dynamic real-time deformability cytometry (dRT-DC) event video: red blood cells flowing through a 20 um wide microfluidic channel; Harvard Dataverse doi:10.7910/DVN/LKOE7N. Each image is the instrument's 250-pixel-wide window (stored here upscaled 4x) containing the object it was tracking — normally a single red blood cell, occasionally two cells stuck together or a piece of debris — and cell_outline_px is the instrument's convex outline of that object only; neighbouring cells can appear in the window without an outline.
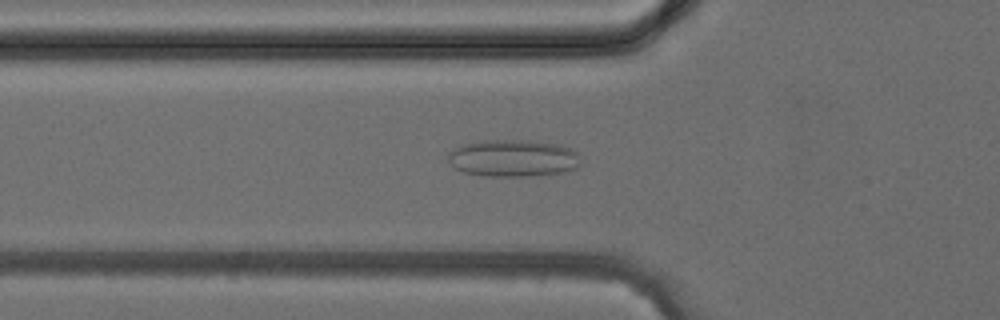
{"species": "common noctule bat (a hibernating species)", "species_latin": "Nyctalus noctula", "temperature_condition": "cold", "stored_images_in_passage": 41, "camera_frame_rate_fps": 3000, "um_per_image_px": 0.085, "animal": {"sex": "female", "body_mass_g": 24.6, "forearm_length_mm": 56.2}, "frame": {"image": 1, "passage_image": 14, "time_ms": 4.333, "image_size_px": [1000, 320], "cell_outline_px": [[580, 164], [576, 168], [560, 172], [524, 176], [484, 176], [464, 172], [448, 164], [448, 152], [464, 144], [484, 140], [528, 140], [560, 144], [572, 148], [576, 152]], "centroid_in_image_um": [43.59, 13.43], "position_along_channel_um": 82.2, "area_um2": 28.61}}
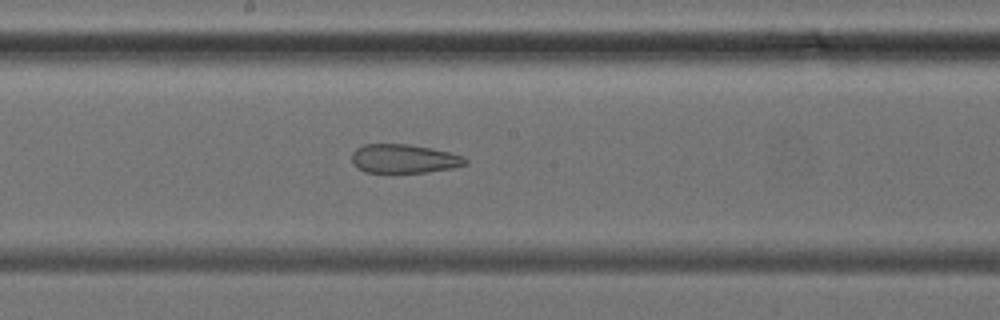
{"frame": {"image": 2, "passage_image": 22, "time_ms": 7.0, "image_size_px": [1000, 320], "cell_outline_px": [[468, 164], [452, 168], [428, 172], [364, 172], [356, 168], [352, 160], [352, 152], [356, 148], [364, 144], [408, 144], [432, 148], [464, 156], [468, 160]], "centroid_in_image_um": [34.34, 13.49], "position_along_channel_um": 213.9, "area_um2": 19.19}}
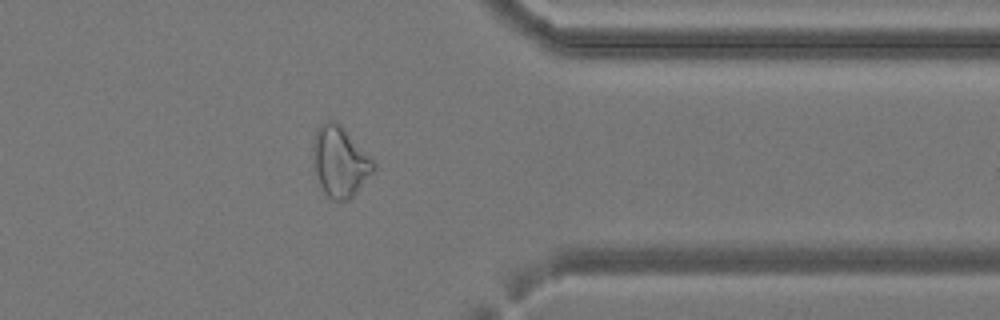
{"frame": {"image": 3, "passage_image": 33, "time_ms": 10.667, "image_size_px": [1000, 320], "cell_outline_px": [[376, 168], [352, 196], [348, 200], [332, 200], [324, 192], [320, 184], [312, 160], [312, 144], [316, 128], [320, 124], [328, 120], [332, 120], [376, 164]], "centroid_in_image_um": [28.83, 13.77], "position_along_channel_um": 382.6, "area_um2": 23.87}}